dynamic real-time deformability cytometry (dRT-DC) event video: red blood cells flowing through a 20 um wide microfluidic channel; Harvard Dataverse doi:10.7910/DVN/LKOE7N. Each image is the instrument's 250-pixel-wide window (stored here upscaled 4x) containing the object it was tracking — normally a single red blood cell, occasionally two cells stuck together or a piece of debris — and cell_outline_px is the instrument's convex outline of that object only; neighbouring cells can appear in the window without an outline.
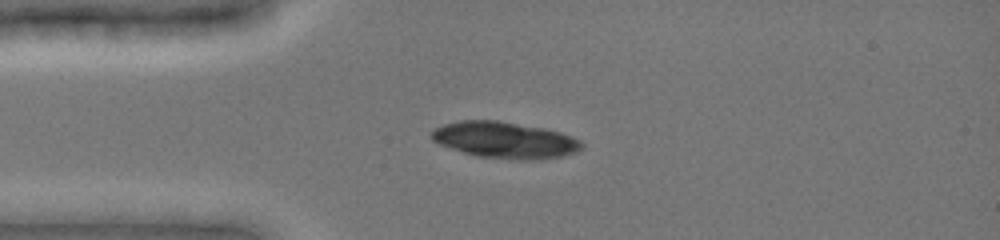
{"species": "common noctule bat (a hibernating species)", "species_latin": "Nyctalus noctula", "temperature_condition": "cold", "stored_images_in_passage": 2, "camera_frame_rate_fps": 3000, "um_per_image_px": 0.085, "animal": {"sex": "female", "body_mass_g": 19.0, "forearm_length_mm": 51.5}, "frame": {"image": 1, "passage_image": 1, "time_ms": 0.0, "image_size_px": [1000, 240], "cell_outline_px": [[584, 148], [576, 152], [544, 160], [512, 160], [476, 156], [440, 144], [432, 140], [428, 136], [436, 128], [444, 124], [460, 120], [496, 120], [544, 128], [560, 132], [580, 140], [584, 144]], "centroid_in_image_um": [42.94, 11.91], "position_along_channel_um": 42.1, "area_um2": 32.02}}